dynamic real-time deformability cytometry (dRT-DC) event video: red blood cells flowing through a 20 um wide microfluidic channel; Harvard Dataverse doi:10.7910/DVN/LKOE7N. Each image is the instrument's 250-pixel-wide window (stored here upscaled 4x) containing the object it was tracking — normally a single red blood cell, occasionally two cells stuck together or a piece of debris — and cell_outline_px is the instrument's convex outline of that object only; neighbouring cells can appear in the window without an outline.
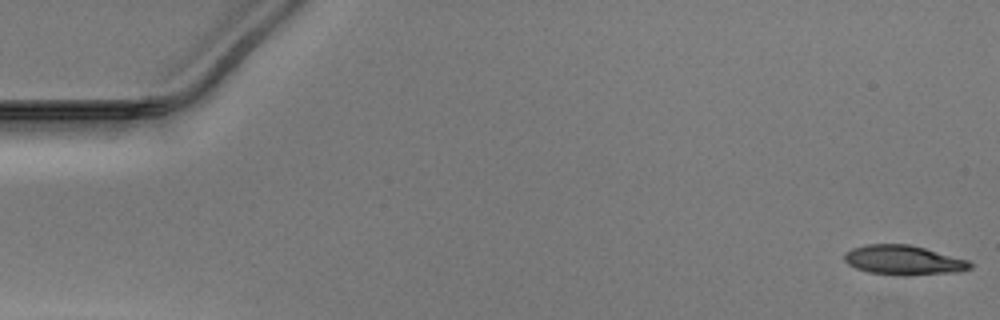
{"species": "Egyptian fruit bat (a non-hibernating species)", "species_latin": "Rousettus aegyptiacus", "temperature_condition": "warm", "stored_images_in_passage": 51, "camera_frame_rate_fps": 3000, "um_per_image_px": 0.085, "animal": {"sex": "male"}, "frame": {"image": 1, "passage_image": 1, "time_ms": 0.0, "image_size_px": [1000, 320], "cell_outline_px": [[972, 268], [960, 272], [908, 276], [900, 276], [868, 272], [856, 268], [848, 264], [844, 260], [844, 252], [852, 248], [868, 244], [908, 244], [924, 248], [968, 260], [972, 264]], "centroid_in_image_um": [76.8, 22.13], "position_along_channel_um": 8.2, "area_um2": 21.85}}
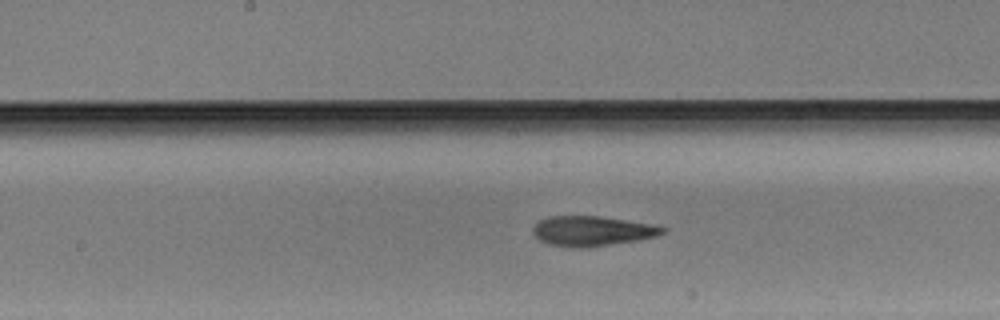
{"frame": {"image": 2, "passage_image": 26, "time_ms": 8.333, "image_size_px": [1000, 320], "cell_outline_px": [[668, 228], [664, 232], [656, 236], [636, 240], [588, 248], [572, 248], [548, 244], [540, 240], [532, 232], [532, 228], [540, 220], [548, 216], [600, 216], [652, 224]], "centroid_in_image_um": [50.31, 19.64], "position_along_channel_um": 197.9, "area_um2": 22.66}}
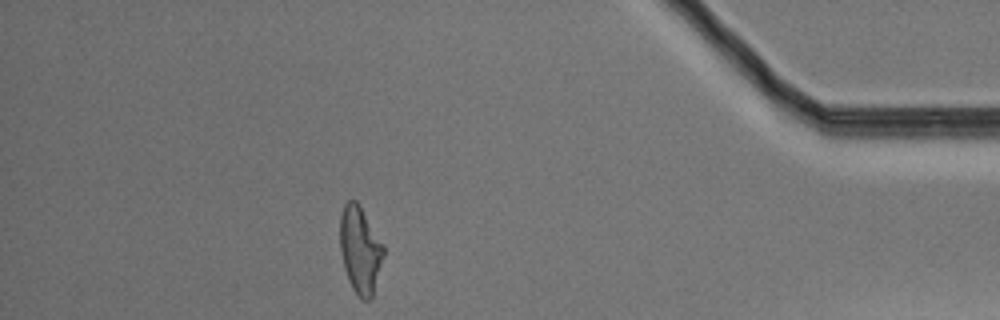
{"frame": {"image": 3, "passage_image": 45, "time_ms": 14.667, "image_size_px": [1000, 320], "cell_outline_px": [[384, 256], [372, 296], [368, 300], [364, 300], [352, 288], [348, 280], [344, 268], [340, 248], [340, 216], [344, 204], [348, 200], [356, 200], [360, 204], [384, 244]], "centroid_in_image_um": [30.62, 21.19], "position_along_channel_um": 404.6, "area_um2": 22.14}}